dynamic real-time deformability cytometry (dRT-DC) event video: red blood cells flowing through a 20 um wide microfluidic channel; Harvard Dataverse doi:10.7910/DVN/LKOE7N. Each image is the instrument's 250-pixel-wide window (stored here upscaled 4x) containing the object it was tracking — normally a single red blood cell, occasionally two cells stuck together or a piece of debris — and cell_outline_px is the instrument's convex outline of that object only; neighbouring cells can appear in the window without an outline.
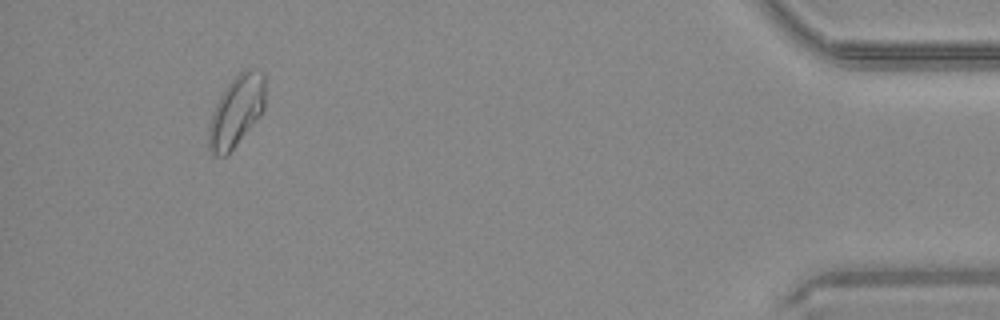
{"species": "common noctule bat (a hibernating species)", "species_latin": "Nyctalus noctula", "temperature_condition": "warm", "stored_images_in_passage": 12, "camera_frame_rate_fps": 3000, "um_per_image_px": 0.085, "animal": {"sex": "male", "body_mass_g": 20.4}, "frame": {"image": 1, "passage_image": 12, "time_ms": 3.667, "image_size_px": [1000, 320], "cell_outline_px": [[264, 108], [228, 156], [216, 156], [208, 148], [208, 124], [212, 112], [216, 104], [228, 84], [244, 68], [252, 68], [264, 72]], "centroid_in_image_um": [20.06, 9.45], "position_along_channel_um": 415.1, "area_um2": 23.18}}